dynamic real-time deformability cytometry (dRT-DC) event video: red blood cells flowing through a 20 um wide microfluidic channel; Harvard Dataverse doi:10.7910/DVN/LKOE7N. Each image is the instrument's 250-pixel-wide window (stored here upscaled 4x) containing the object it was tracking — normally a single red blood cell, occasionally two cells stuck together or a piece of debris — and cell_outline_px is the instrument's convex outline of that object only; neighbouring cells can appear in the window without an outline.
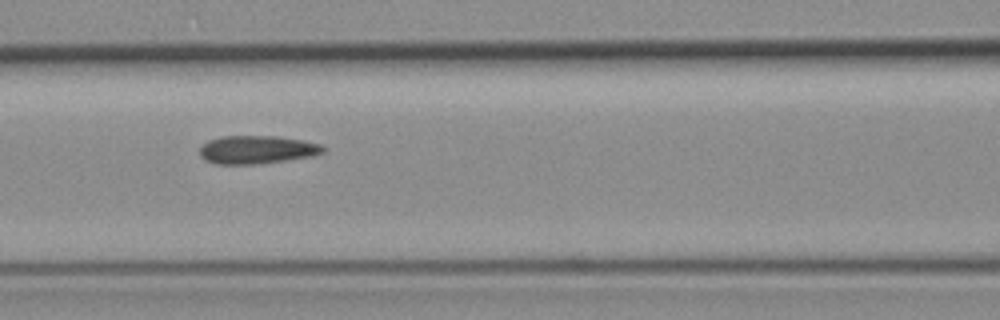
{"species": "common noctule bat (a hibernating species)", "species_latin": "Nyctalus noctula", "temperature_condition": "room temperature", "stored_images_in_passage": 7, "camera_frame_rate_fps": 3000, "um_per_image_px": 0.085, "animal": {"sex": "female", "body_mass_g": 19.3, "forearm_length_mm": 54.1}, "frame": {"image": 1, "passage_image": 5, "time_ms": 4.667, "image_size_px": [1000, 320], "cell_outline_px": [[324, 152], [308, 156], [284, 160], [256, 164], [216, 164], [204, 160], [200, 156], [200, 148], [208, 140], [220, 136], [276, 136], [300, 140], [320, 144], [324, 148]], "centroid_in_image_um": [21.76, 12.72], "position_along_channel_um": 144.8, "area_um2": 20.0}}
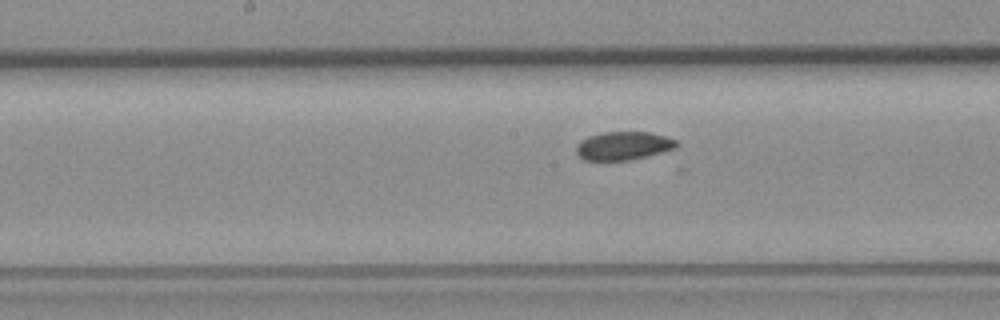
{"frame": {"image": 2, "passage_image": 7, "time_ms": 7.667, "image_size_px": [1000, 320], "cell_outline_px": [[680, 144], [676, 148], [628, 160], [584, 160], [576, 152], [576, 144], [580, 140], [588, 136], [604, 132], [648, 132], [664, 136], [676, 140]], "centroid_in_image_um": [52.96, 12.38], "position_along_channel_um": 195.2, "area_um2": 16.42}}